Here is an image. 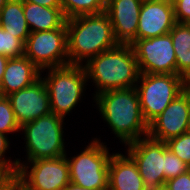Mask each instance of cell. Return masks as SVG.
Returning a JSON list of instances; mask_svg holds the SVG:
<instances>
[{
  "mask_svg": "<svg viewBox=\"0 0 190 190\" xmlns=\"http://www.w3.org/2000/svg\"><path fill=\"white\" fill-rule=\"evenodd\" d=\"M63 190H92L89 188L78 186L72 182H70L67 186L63 188Z\"/></svg>",
  "mask_w": 190,
  "mask_h": 190,
  "instance_id": "1f68e13d",
  "label": "cell"
},
{
  "mask_svg": "<svg viewBox=\"0 0 190 190\" xmlns=\"http://www.w3.org/2000/svg\"><path fill=\"white\" fill-rule=\"evenodd\" d=\"M20 127L51 113L49 94L45 82L40 77L33 84L7 96Z\"/></svg>",
  "mask_w": 190,
  "mask_h": 190,
  "instance_id": "4fadbf2b",
  "label": "cell"
},
{
  "mask_svg": "<svg viewBox=\"0 0 190 190\" xmlns=\"http://www.w3.org/2000/svg\"><path fill=\"white\" fill-rule=\"evenodd\" d=\"M63 121V117L51 112L20 127L25 134L28 161L67 155L64 147Z\"/></svg>",
  "mask_w": 190,
  "mask_h": 190,
  "instance_id": "277c9868",
  "label": "cell"
},
{
  "mask_svg": "<svg viewBox=\"0 0 190 190\" xmlns=\"http://www.w3.org/2000/svg\"><path fill=\"white\" fill-rule=\"evenodd\" d=\"M0 26L24 43L29 37L30 29L27 25L22 0H9L0 11Z\"/></svg>",
  "mask_w": 190,
  "mask_h": 190,
  "instance_id": "ffe728a7",
  "label": "cell"
},
{
  "mask_svg": "<svg viewBox=\"0 0 190 190\" xmlns=\"http://www.w3.org/2000/svg\"><path fill=\"white\" fill-rule=\"evenodd\" d=\"M24 42L0 26V54L8 58L24 56Z\"/></svg>",
  "mask_w": 190,
  "mask_h": 190,
  "instance_id": "7402d4cb",
  "label": "cell"
},
{
  "mask_svg": "<svg viewBox=\"0 0 190 190\" xmlns=\"http://www.w3.org/2000/svg\"><path fill=\"white\" fill-rule=\"evenodd\" d=\"M97 138L77 156L67 158L70 182L92 190H108L109 160L107 145Z\"/></svg>",
  "mask_w": 190,
  "mask_h": 190,
  "instance_id": "52a82bcc",
  "label": "cell"
},
{
  "mask_svg": "<svg viewBox=\"0 0 190 190\" xmlns=\"http://www.w3.org/2000/svg\"><path fill=\"white\" fill-rule=\"evenodd\" d=\"M20 131V125L16 121L12 105L7 96L0 97V133L9 134Z\"/></svg>",
  "mask_w": 190,
  "mask_h": 190,
  "instance_id": "603a6c76",
  "label": "cell"
},
{
  "mask_svg": "<svg viewBox=\"0 0 190 190\" xmlns=\"http://www.w3.org/2000/svg\"><path fill=\"white\" fill-rule=\"evenodd\" d=\"M175 23L172 0H143L138 19L137 40L168 34Z\"/></svg>",
  "mask_w": 190,
  "mask_h": 190,
  "instance_id": "5bb4252c",
  "label": "cell"
},
{
  "mask_svg": "<svg viewBox=\"0 0 190 190\" xmlns=\"http://www.w3.org/2000/svg\"><path fill=\"white\" fill-rule=\"evenodd\" d=\"M24 56L41 71L69 65L67 28L31 32L24 44Z\"/></svg>",
  "mask_w": 190,
  "mask_h": 190,
  "instance_id": "9c48e42d",
  "label": "cell"
},
{
  "mask_svg": "<svg viewBox=\"0 0 190 190\" xmlns=\"http://www.w3.org/2000/svg\"><path fill=\"white\" fill-rule=\"evenodd\" d=\"M190 170V166L183 162L178 156L174 155L167 147L165 142V169L164 185L167 180L177 177Z\"/></svg>",
  "mask_w": 190,
  "mask_h": 190,
  "instance_id": "cb8c5ba5",
  "label": "cell"
},
{
  "mask_svg": "<svg viewBox=\"0 0 190 190\" xmlns=\"http://www.w3.org/2000/svg\"><path fill=\"white\" fill-rule=\"evenodd\" d=\"M8 190H23L20 186H18L15 182L8 188Z\"/></svg>",
  "mask_w": 190,
  "mask_h": 190,
  "instance_id": "d6a6232c",
  "label": "cell"
},
{
  "mask_svg": "<svg viewBox=\"0 0 190 190\" xmlns=\"http://www.w3.org/2000/svg\"><path fill=\"white\" fill-rule=\"evenodd\" d=\"M9 139L5 134L0 133V169H3L7 172H9L14 178L18 172L19 164L18 161H21L20 159H16L15 161H10L7 159H4V154L6 150L9 147L10 142ZM12 162V163H11Z\"/></svg>",
  "mask_w": 190,
  "mask_h": 190,
  "instance_id": "484cf974",
  "label": "cell"
},
{
  "mask_svg": "<svg viewBox=\"0 0 190 190\" xmlns=\"http://www.w3.org/2000/svg\"><path fill=\"white\" fill-rule=\"evenodd\" d=\"M20 163L14 182L23 190H63L70 183L67 156ZM27 164V165H26Z\"/></svg>",
  "mask_w": 190,
  "mask_h": 190,
  "instance_id": "ba28073f",
  "label": "cell"
},
{
  "mask_svg": "<svg viewBox=\"0 0 190 190\" xmlns=\"http://www.w3.org/2000/svg\"><path fill=\"white\" fill-rule=\"evenodd\" d=\"M127 145V153L135 161L146 190L163 186L165 142L146 136Z\"/></svg>",
  "mask_w": 190,
  "mask_h": 190,
  "instance_id": "8fae6325",
  "label": "cell"
},
{
  "mask_svg": "<svg viewBox=\"0 0 190 190\" xmlns=\"http://www.w3.org/2000/svg\"><path fill=\"white\" fill-rule=\"evenodd\" d=\"M169 34L176 56V75L190 84V24L176 22Z\"/></svg>",
  "mask_w": 190,
  "mask_h": 190,
  "instance_id": "d6986e66",
  "label": "cell"
},
{
  "mask_svg": "<svg viewBox=\"0 0 190 190\" xmlns=\"http://www.w3.org/2000/svg\"><path fill=\"white\" fill-rule=\"evenodd\" d=\"M14 183V177L7 171L0 169V190H8Z\"/></svg>",
  "mask_w": 190,
  "mask_h": 190,
  "instance_id": "f1b7e54d",
  "label": "cell"
},
{
  "mask_svg": "<svg viewBox=\"0 0 190 190\" xmlns=\"http://www.w3.org/2000/svg\"><path fill=\"white\" fill-rule=\"evenodd\" d=\"M62 11L66 19L106 11L105 0H61Z\"/></svg>",
  "mask_w": 190,
  "mask_h": 190,
  "instance_id": "44dd1931",
  "label": "cell"
},
{
  "mask_svg": "<svg viewBox=\"0 0 190 190\" xmlns=\"http://www.w3.org/2000/svg\"><path fill=\"white\" fill-rule=\"evenodd\" d=\"M172 2L175 21L190 24V0H172Z\"/></svg>",
  "mask_w": 190,
  "mask_h": 190,
  "instance_id": "4316f807",
  "label": "cell"
},
{
  "mask_svg": "<svg viewBox=\"0 0 190 190\" xmlns=\"http://www.w3.org/2000/svg\"><path fill=\"white\" fill-rule=\"evenodd\" d=\"M23 2H30L45 7H62L61 0H22Z\"/></svg>",
  "mask_w": 190,
  "mask_h": 190,
  "instance_id": "f546056e",
  "label": "cell"
},
{
  "mask_svg": "<svg viewBox=\"0 0 190 190\" xmlns=\"http://www.w3.org/2000/svg\"><path fill=\"white\" fill-rule=\"evenodd\" d=\"M108 190H146L135 161L127 154H113L109 160Z\"/></svg>",
  "mask_w": 190,
  "mask_h": 190,
  "instance_id": "2e32d148",
  "label": "cell"
},
{
  "mask_svg": "<svg viewBox=\"0 0 190 190\" xmlns=\"http://www.w3.org/2000/svg\"><path fill=\"white\" fill-rule=\"evenodd\" d=\"M166 144L174 155L190 166V131L169 139Z\"/></svg>",
  "mask_w": 190,
  "mask_h": 190,
  "instance_id": "d4e9b609",
  "label": "cell"
},
{
  "mask_svg": "<svg viewBox=\"0 0 190 190\" xmlns=\"http://www.w3.org/2000/svg\"><path fill=\"white\" fill-rule=\"evenodd\" d=\"M94 99L102 118L126 146L148 135L136 87L105 91Z\"/></svg>",
  "mask_w": 190,
  "mask_h": 190,
  "instance_id": "6da1fadb",
  "label": "cell"
},
{
  "mask_svg": "<svg viewBox=\"0 0 190 190\" xmlns=\"http://www.w3.org/2000/svg\"><path fill=\"white\" fill-rule=\"evenodd\" d=\"M23 12L30 32L66 28V17L62 7L49 8L30 2H23Z\"/></svg>",
  "mask_w": 190,
  "mask_h": 190,
  "instance_id": "ac0fdd59",
  "label": "cell"
},
{
  "mask_svg": "<svg viewBox=\"0 0 190 190\" xmlns=\"http://www.w3.org/2000/svg\"><path fill=\"white\" fill-rule=\"evenodd\" d=\"M9 58L0 54V84Z\"/></svg>",
  "mask_w": 190,
  "mask_h": 190,
  "instance_id": "4dcf8cb0",
  "label": "cell"
},
{
  "mask_svg": "<svg viewBox=\"0 0 190 190\" xmlns=\"http://www.w3.org/2000/svg\"><path fill=\"white\" fill-rule=\"evenodd\" d=\"M140 73L176 74V56L171 35L138 39L131 44Z\"/></svg>",
  "mask_w": 190,
  "mask_h": 190,
  "instance_id": "30bf717a",
  "label": "cell"
},
{
  "mask_svg": "<svg viewBox=\"0 0 190 190\" xmlns=\"http://www.w3.org/2000/svg\"><path fill=\"white\" fill-rule=\"evenodd\" d=\"M148 190H168V188L165 185H163V186L155 187L153 189H148Z\"/></svg>",
  "mask_w": 190,
  "mask_h": 190,
  "instance_id": "836d02e7",
  "label": "cell"
},
{
  "mask_svg": "<svg viewBox=\"0 0 190 190\" xmlns=\"http://www.w3.org/2000/svg\"><path fill=\"white\" fill-rule=\"evenodd\" d=\"M168 190H190V170L166 181Z\"/></svg>",
  "mask_w": 190,
  "mask_h": 190,
  "instance_id": "83f0119b",
  "label": "cell"
},
{
  "mask_svg": "<svg viewBox=\"0 0 190 190\" xmlns=\"http://www.w3.org/2000/svg\"><path fill=\"white\" fill-rule=\"evenodd\" d=\"M190 85L148 124V137L167 142L189 131Z\"/></svg>",
  "mask_w": 190,
  "mask_h": 190,
  "instance_id": "7c38bea8",
  "label": "cell"
},
{
  "mask_svg": "<svg viewBox=\"0 0 190 190\" xmlns=\"http://www.w3.org/2000/svg\"><path fill=\"white\" fill-rule=\"evenodd\" d=\"M47 69L48 76L42 79L48 90L51 112L64 118L81 99L88 82L86 72L83 64Z\"/></svg>",
  "mask_w": 190,
  "mask_h": 190,
  "instance_id": "5b68a950",
  "label": "cell"
},
{
  "mask_svg": "<svg viewBox=\"0 0 190 190\" xmlns=\"http://www.w3.org/2000/svg\"><path fill=\"white\" fill-rule=\"evenodd\" d=\"M84 62L87 79L93 80L98 91L94 97L105 91L137 85L140 71L131 44H118Z\"/></svg>",
  "mask_w": 190,
  "mask_h": 190,
  "instance_id": "3957f363",
  "label": "cell"
},
{
  "mask_svg": "<svg viewBox=\"0 0 190 190\" xmlns=\"http://www.w3.org/2000/svg\"><path fill=\"white\" fill-rule=\"evenodd\" d=\"M70 65H81L98 54L116 47L110 17L106 12L66 19Z\"/></svg>",
  "mask_w": 190,
  "mask_h": 190,
  "instance_id": "7a4b0ae2",
  "label": "cell"
},
{
  "mask_svg": "<svg viewBox=\"0 0 190 190\" xmlns=\"http://www.w3.org/2000/svg\"><path fill=\"white\" fill-rule=\"evenodd\" d=\"M143 0H111L106 13L110 17L113 33L119 44H132L137 40L140 8Z\"/></svg>",
  "mask_w": 190,
  "mask_h": 190,
  "instance_id": "9a60e30c",
  "label": "cell"
},
{
  "mask_svg": "<svg viewBox=\"0 0 190 190\" xmlns=\"http://www.w3.org/2000/svg\"><path fill=\"white\" fill-rule=\"evenodd\" d=\"M40 69L26 56L9 58L0 84L2 96H8L33 84L41 77Z\"/></svg>",
  "mask_w": 190,
  "mask_h": 190,
  "instance_id": "e0dca14e",
  "label": "cell"
},
{
  "mask_svg": "<svg viewBox=\"0 0 190 190\" xmlns=\"http://www.w3.org/2000/svg\"><path fill=\"white\" fill-rule=\"evenodd\" d=\"M9 0H0V11L2 10V8L5 6V4L8 2Z\"/></svg>",
  "mask_w": 190,
  "mask_h": 190,
  "instance_id": "e575fe53",
  "label": "cell"
},
{
  "mask_svg": "<svg viewBox=\"0 0 190 190\" xmlns=\"http://www.w3.org/2000/svg\"><path fill=\"white\" fill-rule=\"evenodd\" d=\"M137 83L141 85L137 84L136 90L142 116L147 124L161 114L189 86L181 76L176 74L140 73Z\"/></svg>",
  "mask_w": 190,
  "mask_h": 190,
  "instance_id": "8992f818",
  "label": "cell"
}]
</instances>
